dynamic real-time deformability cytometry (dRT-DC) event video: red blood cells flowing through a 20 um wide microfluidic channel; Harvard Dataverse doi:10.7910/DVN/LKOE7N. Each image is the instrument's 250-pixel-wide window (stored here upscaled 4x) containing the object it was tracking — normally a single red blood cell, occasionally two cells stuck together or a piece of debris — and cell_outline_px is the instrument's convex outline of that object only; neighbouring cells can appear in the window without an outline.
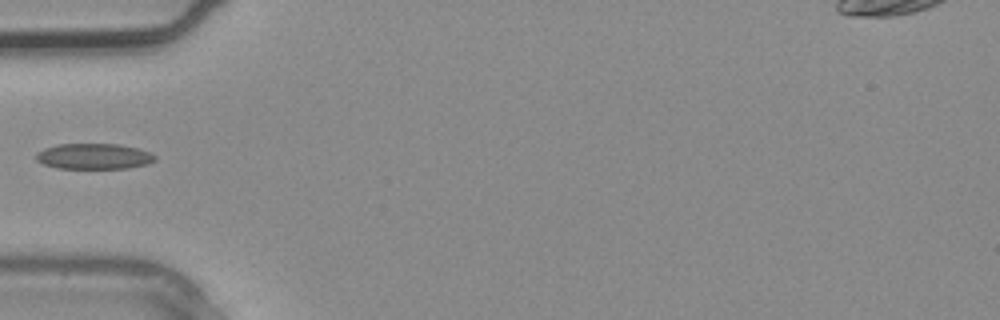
{"species": "common noctule bat (a hibernating species)", "species_latin": "Nyctalus noctula", "temperature_condition": "warm", "stored_images_in_passage": 2, "camera_frame_rate_fps": 3000, "um_per_image_px": 0.085, "animal": {"sex": "male", "body_mass_g": 20.4}, "frame": {"image": 1, "passage_image": 2, "time_ms": 0.333, "image_size_px": [1000, 320], "cell_outline_px": [[156, 160], [148, 164], [128, 168], [60, 168], [44, 164], [36, 160], [36, 152], [44, 148], [56, 144], [120, 144], [136, 148], [148, 152], [156, 156]], "centroid_in_image_um": [7.97, 13.28], "position_along_channel_um": 77.0, "area_um2": 17.74}}